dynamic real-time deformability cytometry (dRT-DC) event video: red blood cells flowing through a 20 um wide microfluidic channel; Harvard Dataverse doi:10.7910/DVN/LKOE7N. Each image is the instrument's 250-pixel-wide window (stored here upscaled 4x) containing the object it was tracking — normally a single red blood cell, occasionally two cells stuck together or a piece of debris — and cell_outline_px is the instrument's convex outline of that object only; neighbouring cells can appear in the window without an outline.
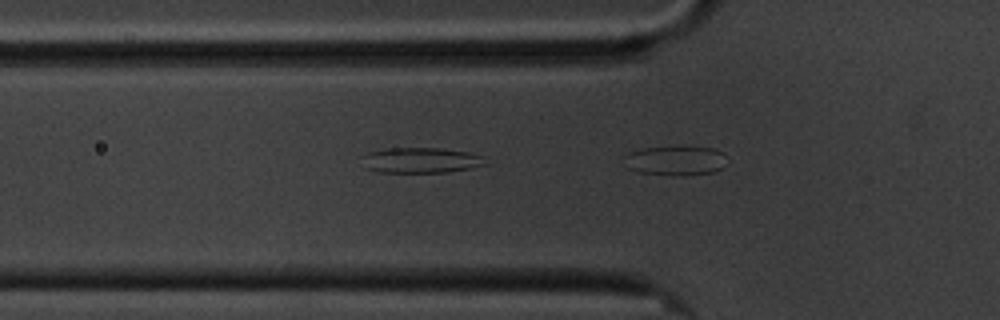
{"species": "common noctule bat (a hibernating species)", "species_latin": "Nyctalus noctula", "temperature_condition": "cold", "stored_images_in_passage": 7, "segment_of_instrument_passage": [1, 2], "camera_frame_rate_fps": 3000, "um_per_image_px": 0.085, "animal": {"sex": "male", "body_mass_g": 20.1, "forearm_length_mm": 53.5}, "frame": {"image": 1, "passage_image": 6, "time_ms": 1.667, "image_size_px": [1000, 320], "cell_outline_px": [[488, 164], [472, 168], [444, 172], [380, 172], [364, 168], [360, 156], [368, 152], [384, 148], [440, 148], [468, 152], [484, 156]], "centroid_in_image_um": [35.75, 13.61], "position_along_channel_um": 90.1, "area_um2": 18.55}}